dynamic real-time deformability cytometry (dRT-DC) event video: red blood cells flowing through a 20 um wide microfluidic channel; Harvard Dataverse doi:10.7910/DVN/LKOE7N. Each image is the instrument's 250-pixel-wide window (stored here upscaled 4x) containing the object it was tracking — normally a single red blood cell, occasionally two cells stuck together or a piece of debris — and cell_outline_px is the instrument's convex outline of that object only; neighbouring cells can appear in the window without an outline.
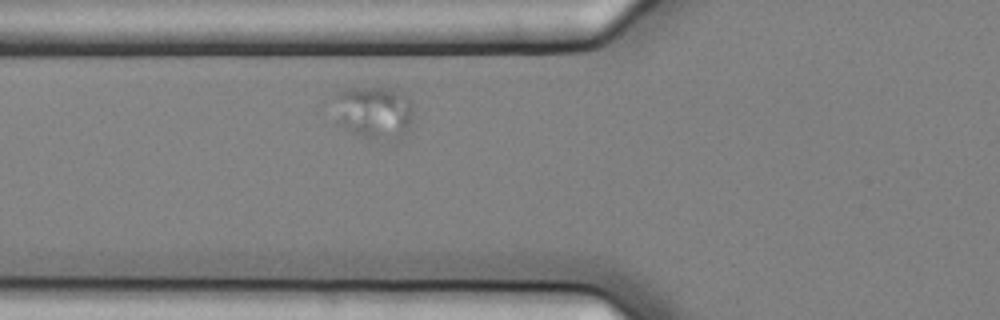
{"species": "common noctule bat (a hibernating species)", "species_latin": "Nyctalus noctula", "temperature_condition": "cold", "stored_images_in_passage": 2, "camera_frame_rate_fps": 3000, "um_per_image_px": 0.085, "animal": {"sex": "female", "body_mass_g": 25.1}, "frame": {"image": 1, "passage_image": 2, "time_ms": 0.333, "image_size_px": [1000, 320], "cell_outline_px": [[412, 116], [408, 132], [400, 140], [396, 140], [364, 136], [352, 132], [336, 124], [336, 92], [344, 88], [400, 88], [408, 96], [412, 104]], "centroid_in_image_um": [31.83, 9.52], "position_along_channel_um": 94.0, "area_um2": 24.8}}